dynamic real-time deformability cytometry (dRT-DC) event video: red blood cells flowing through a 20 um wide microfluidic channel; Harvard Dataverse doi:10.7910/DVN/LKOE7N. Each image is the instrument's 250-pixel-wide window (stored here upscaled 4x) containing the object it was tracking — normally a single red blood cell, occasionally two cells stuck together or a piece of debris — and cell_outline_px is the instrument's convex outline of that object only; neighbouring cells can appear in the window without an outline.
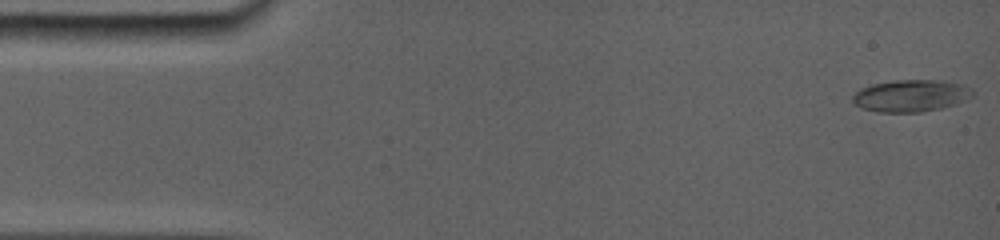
{"species": "common noctule bat (a hibernating species)", "species_latin": "Nyctalus noctula", "temperature_condition": "room temperature", "stored_images_in_passage": 70, "camera_frame_rate_fps": 5000, "um_per_image_px": 0.085, "animal": {"sex": "female", "body_mass_g": 19.0, "forearm_length_mm": 56.7}, "frame": {"image": 1, "passage_image": 1, "time_ms": 0.0, "image_size_px": [1000, 240], "cell_outline_px": [[976, 92], [972, 96], [952, 104], [940, 108], [920, 112], [880, 112], [864, 108], [856, 104], [852, 100], [852, 96], [860, 88], [872, 84], [896, 80], [940, 80], [964, 84], [972, 88]], "centroid_in_image_um": [77.44, 8.12], "position_along_channel_um": 7.6, "area_um2": 22.2}}
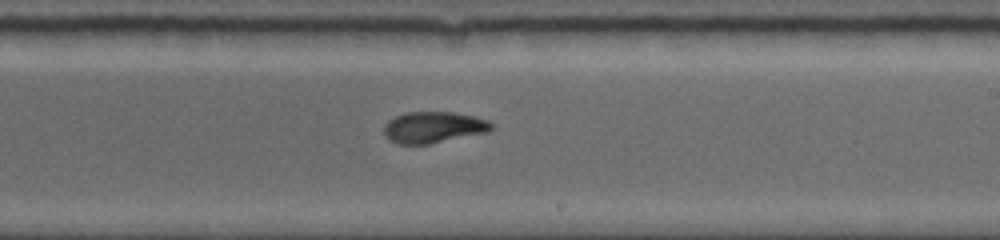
{"frame": {"image": 2, "passage_image": 38, "time_ms": 9.4, "image_size_px": [1000, 240], "cell_outline_px": [[496, 128], [488, 132], [428, 144], [400, 144], [388, 140], [384, 136], [384, 124], [388, 120], [396, 116], [408, 112], [452, 112], [476, 116], [488, 120], [496, 124]], "centroid_in_image_um": [36.89, 10.82], "position_along_channel_um": 252.1, "area_um2": 19.88}}
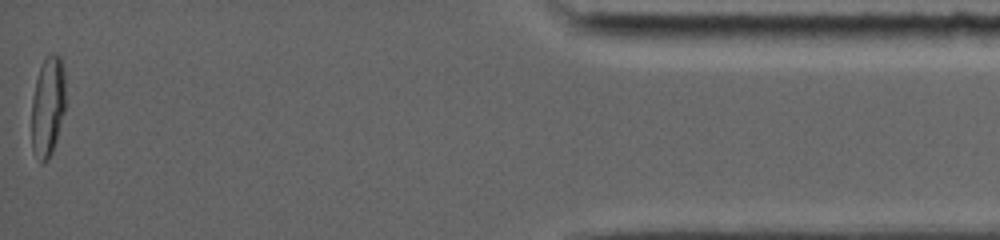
{"frame": {"image": 3, "passage_image": 69, "time_ms": 15.8, "image_size_px": [1000, 240], "cell_outline_px": [[64, 112], [56, 140], [52, 152], [48, 160], [44, 164], [40, 164], [32, 148], [32, 100], [36, 80], [44, 56], [48, 52], [56, 52], [60, 56], [64, 72]], "centroid_in_image_um": [4.05, 9.03], "position_along_channel_um": 431.1, "area_um2": 19.94}, "authors_computed_cell_mechanics": {"area_um2": 19.8832, "velocity_mm_per_s": 3.8869, "shape_relaxation_time_tau1_ms": 8.5237, "shape_relaxation_time_tau2_ms": 2.5968, "deformation_change_tau1": 0.2637, "deformation_change_tau2": 0.0759}}